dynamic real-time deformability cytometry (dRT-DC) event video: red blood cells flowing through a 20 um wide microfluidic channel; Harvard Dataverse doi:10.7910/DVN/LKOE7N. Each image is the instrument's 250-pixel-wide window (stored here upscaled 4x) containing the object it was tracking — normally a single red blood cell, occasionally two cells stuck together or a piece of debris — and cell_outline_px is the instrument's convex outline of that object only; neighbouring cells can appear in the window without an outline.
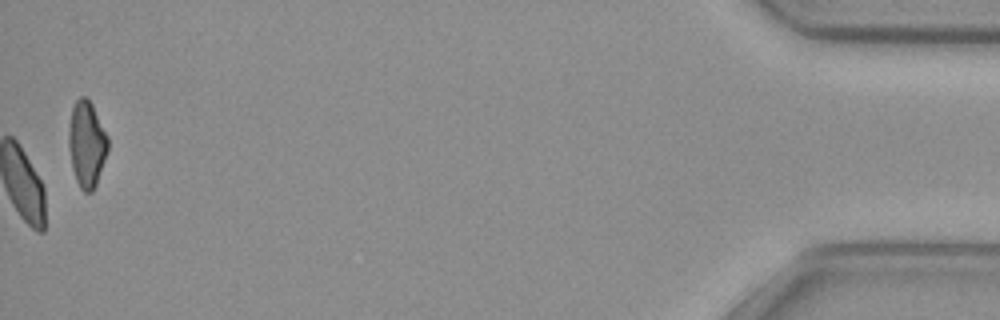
{"species": "common noctule bat (a hibernating species)", "species_latin": "Nyctalus noctula", "temperature_condition": "cold", "stored_images_in_passage": 50, "camera_frame_rate_fps": 3000, "um_per_image_px": 0.085, "animal": {"sex": "female", "body_mass_g": 29.2, "forearm_length_mm": 56.3}, "frame": {"image": 1, "passage_image": 50, "time_ms": 16.333, "image_size_px": [1000, 320], "cell_outline_px": [[108, 148], [96, 184], [92, 192], [84, 192], [80, 188], [76, 180], [72, 168], [68, 144], [68, 128], [72, 108], [76, 100], [80, 96], [84, 96], [92, 104], [108, 136]], "centroid_in_image_um": [7.35, 12.23], "position_along_channel_um": 427.8, "area_um2": 19.59}, "authors_computed_cell_mechanics": {"area_um2": 21.3282, "velocity_mm_per_s": 3.7049, "shape_relaxation_time_tau1_ms": 10.5125, "shape_relaxation_time_tau2_ms": null, "deformation_change_tau1": 0.1304, "deformation_change_tau2": null}}